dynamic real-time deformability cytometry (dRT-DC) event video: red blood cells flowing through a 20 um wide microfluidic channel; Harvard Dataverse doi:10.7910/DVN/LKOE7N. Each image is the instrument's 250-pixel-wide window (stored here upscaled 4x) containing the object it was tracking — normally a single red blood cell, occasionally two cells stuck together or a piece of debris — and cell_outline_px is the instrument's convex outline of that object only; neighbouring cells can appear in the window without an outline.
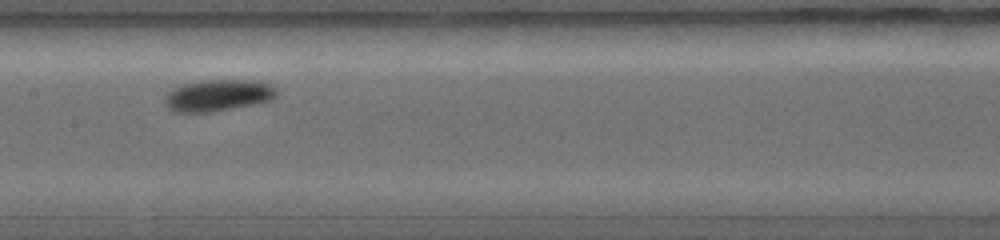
{"species": "common noctule bat (a hibernating species)", "species_latin": "Nyctalus noctula", "temperature_condition": "warm", "stored_images_in_passage": 16, "camera_frame_rate_fps": 5000, "um_per_image_px": 0.085, "animal": {"sex": "female", "body_mass_g": 19.0, "forearm_length_mm": 56.7}, "frame": {"image": 1, "passage_image": 9, "time_ms": 3.0, "image_size_px": [1000, 240], "cell_outline_px": [[276, 96], [268, 100], [252, 104], [208, 112], [176, 112], [168, 108], [164, 100], [168, 92], [184, 84], [200, 80], [252, 80], [268, 84], [276, 88]], "centroid_in_image_um": [18.5, 8.09], "position_along_channel_um": 188.9, "area_um2": 20.11}}
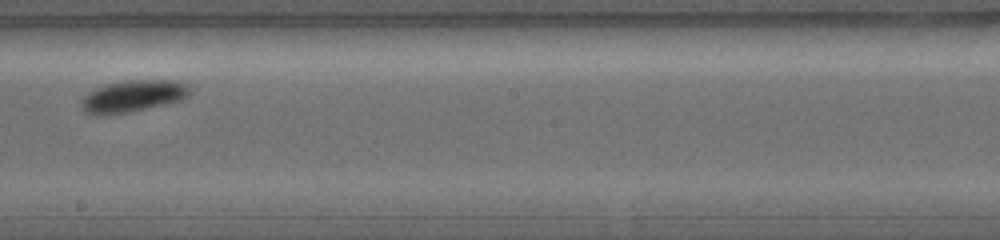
{"frame": {"image": 2, "passage_image": 11, "time_ms": 3.8, "image_size_px": [1000, 240], "cell_outline_px": [[192, 92], [188, 96], [180, 100], [164, 104], [124, 112], [96, 116], [84, 112], [80, 100], [88, 92], [96, 88], [108, 84], [124, 80], [176, 80], [188, 84]], "centroid_in_image_um": [11.3, 8.15], "position_along_channel_um": 236.9, "area_um2": 20.0}}
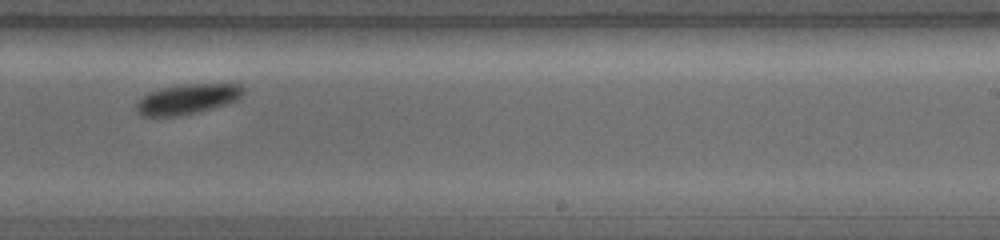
{"frame": {"image": 3, "passage_image": 13, "time_ms": 4.4, "image_size_px": [1000, 240], "cell_outline_px": [[244, 92], [236, 100], [228, 104], [176, 116], [144, 116], [136, 112], [136, 100], [148, 92], [160, 88], [184, 84], [240, 84], [244, 88]], "centroid_in_image_um": [15.88, 8.41], "position_along_channel_um": 273.1, "area_um2": 18.67}}